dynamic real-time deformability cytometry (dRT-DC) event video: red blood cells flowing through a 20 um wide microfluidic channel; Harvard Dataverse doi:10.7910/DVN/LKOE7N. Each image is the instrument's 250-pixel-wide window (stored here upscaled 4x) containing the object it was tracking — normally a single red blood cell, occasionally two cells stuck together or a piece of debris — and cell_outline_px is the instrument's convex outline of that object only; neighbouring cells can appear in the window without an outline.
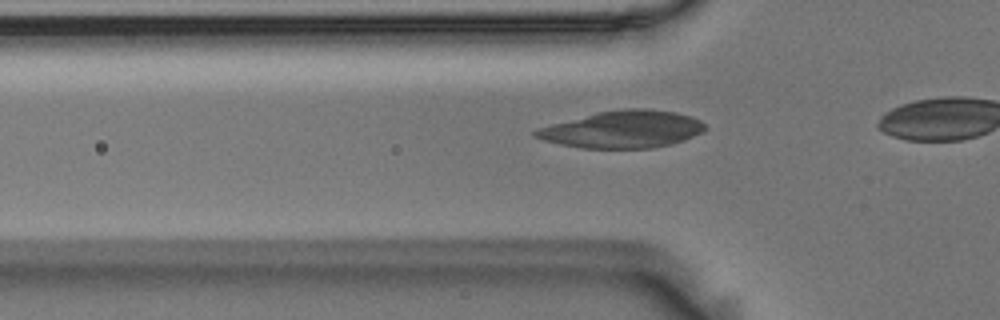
{"species": "Egyptian fruit bat (a non-hibernating species)", "species_latin": "Rousettus aegyptiacus", "temperature_condition": "room temperature", "stored_images_in_passage": 11, "camera_frame_rate_fps": 3000, "um_per_image_px": 0.085, "animal": {"sex": "male"}, "frame": {"image": 1, "passage_image": 5, "time_ms": 1.333, "image_size_px": [1000, 320], "cell_outline_px": [[708, 128], [704, 132], [684, 140], [672, 144], [652, 148], [580, 148], [560, 144], [544, 140], [532, 136], [532, 132], [540, 128], [552, 124], [596, 112], [620, 108], [648, 108], [676, 112], [692, 116], [700, 120]], "centroid_in_image_um": [52.97, 10.99], "position_along_channel_um": 72.8, "area_um2": 36.99}}
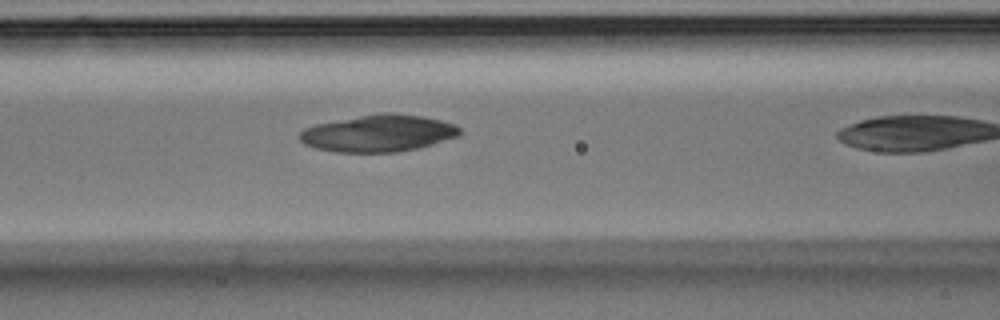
{"frame": {"image": 2, "passage_image": 10, "time_ms": 3.0, "image_size_px": [1000, 320], "cell_outline_px": [[464, 132], [460, 136], [420, 148], [396, 152], [336, 152], [316, 148], [304, 144], [300, 140], [300, 132], [304, 128], [316, 124], [360, 116], [384, 112], [392, 112], [424, 116], [456, 124]], "centroid_in_image_um": [32.23, 11.33], "position_along_channel_um": 134.4, "area_um2": 34.68}}